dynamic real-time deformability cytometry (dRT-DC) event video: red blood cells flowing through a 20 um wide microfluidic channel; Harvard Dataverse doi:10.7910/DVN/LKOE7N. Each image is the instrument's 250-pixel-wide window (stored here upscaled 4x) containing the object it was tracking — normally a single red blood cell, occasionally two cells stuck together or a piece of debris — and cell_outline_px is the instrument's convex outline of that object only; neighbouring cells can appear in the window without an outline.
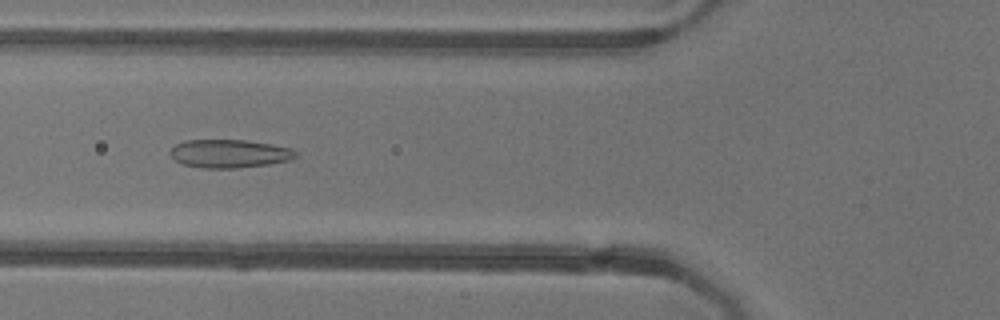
{"species": "common noctule bat (a hibernating species)", "species_latin": "Nyctalus noctula", "temperature_condition": "warm", "stored_images_in_passage": 52, "camera_frame_rate_fps": 3000, "um_per_image_px": 0.085, "animal": {"sex": "female"}, "frame": {"image": 1, "passage_image": 19, "time_ms": 6.0, "image_size_px": [1000, 320], "cell_outline_px": [[296, 156], [292, 160], [268, 164], [236, 168], [204, 168], [180, 164], [168, 152], [176, 144], [184, 140], [248, 140], [272, 144], [292, 148], [296, 152]], "centroid_in_image_um": [19.5, 13.05], "position_along_channel_um": 106.3, "area_um2": 20.81}}
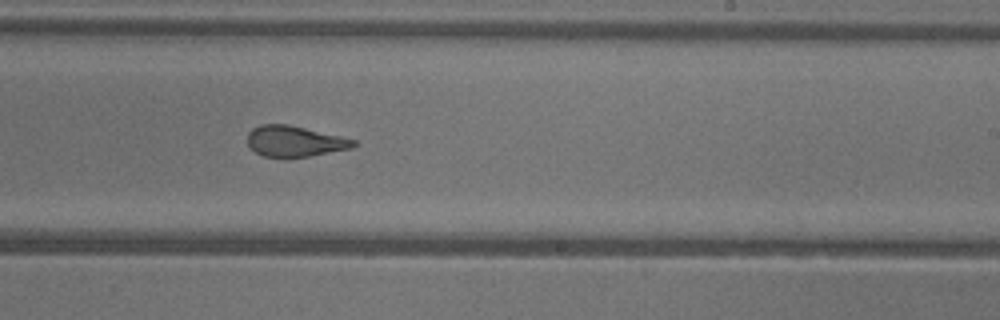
{"frame": {"image": 2, "passage_image": 31, "time_ms": 10.0, "image_size_px": [1000, 320], "cell_outline_px": [[356, 144], [352, 148], [288, 160], [284, 160], [264, 156], [256, 152], [248, 144], [248, 132], [252, 128], [260, 124], [288, 124], [340, 136], [356, 140]], "centroid_in_image_um": [25.02, 12.04], "position_along_channel_um": 264.0, "area_um2": 19.42}}
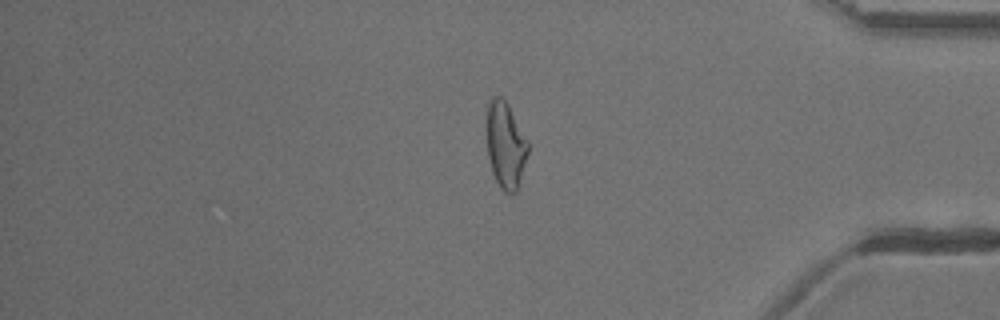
{"frame": {"image": 3, "passage_image": 43, "time_ms": 14.0, "image_size_px": [1000, 320], "cell_outline_px": [[528, 152], [516, 192], [504, 192], [500, 188], [492, 172], [488, 156], [488, 100], [492, 96], [500, 96], [508, 104], [528, 140]], "centroid_in_image_um": [42.98, 12.32], "position_along_channel_um": 392.2, "area_um2": 20.4}, "authors_computed_cell_mechanics": {"area_um2": 21.4149, "velocity_mm_per_s": 3.9357, "shape_relaxation_time_tau1_ms": null, "shape_relaxation_time_tau2_ms": 1.3523, "deformation_change_tau1": null, "deformation_change_tau2": 0.0865}}